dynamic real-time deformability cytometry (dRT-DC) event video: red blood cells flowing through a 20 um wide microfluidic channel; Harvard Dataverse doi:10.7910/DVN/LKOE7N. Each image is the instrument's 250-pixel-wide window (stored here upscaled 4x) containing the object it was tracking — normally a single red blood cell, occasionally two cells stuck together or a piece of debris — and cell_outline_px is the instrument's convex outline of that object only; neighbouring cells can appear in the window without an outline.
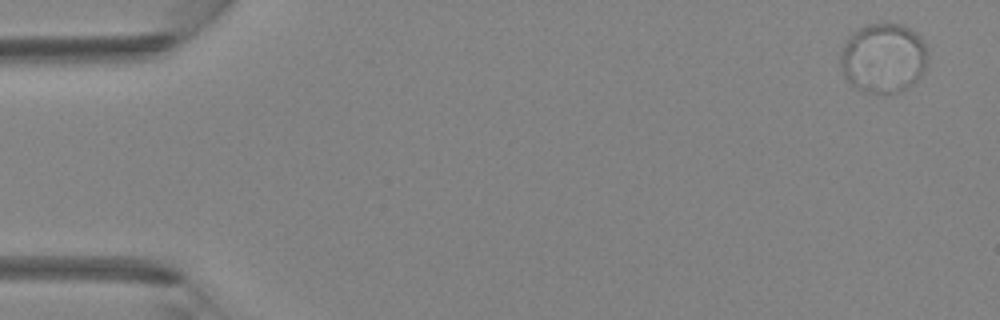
{"species": "Egyptian fruit bat (a non-hibernating species)", "species_latin": "Rousettus aegyptiacus", "temperature_condition": "room temperature", "stored_images_in_passage": 5, "camera_frame_rate_fps": 3000, "um_per_image_px": 0.085, "animal": {"sex": "female"}, "frame": {"image": 1, "passage_image": 1, "time_ms": 0.0, "image_size_px": [1000, 320], "cell_outline_px": [[928, 60], [920, 76], [916, 80], [904, 88], [896, 92], [864, 92], [856, 88], [844, 76], [840, 64], [840, 56], [844, 44], [852, 32], [868, 24], [904, 24], [916, 32], [920, 36], [928, 52]], "centroid_in_image_um": [75.08, 4.91], "position_along_channel_um": 9.9, "area_um2": 35.2}}
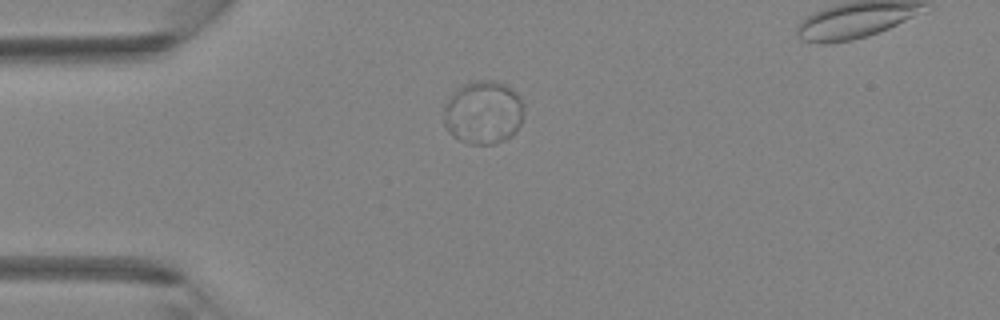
{"frame": {"image": 2, "passage_image": 4, "time_ms": 1.0, "image_size_px": [1000, 320], "cell_outline_px": [[524, 116], [520, 124], [512, 136], [496, 144], [468, 144], [452, 136], [448, 132], [444, 124], [444, 108], [448, 100], [464, 84], [472, 80], [492, 80], [504, 84], [516, 92], [524, 104]], "centroid_in_image_um": [41.1, 9.58], "position_along_channel_um": 43.9, "area_um2": 29.71}}